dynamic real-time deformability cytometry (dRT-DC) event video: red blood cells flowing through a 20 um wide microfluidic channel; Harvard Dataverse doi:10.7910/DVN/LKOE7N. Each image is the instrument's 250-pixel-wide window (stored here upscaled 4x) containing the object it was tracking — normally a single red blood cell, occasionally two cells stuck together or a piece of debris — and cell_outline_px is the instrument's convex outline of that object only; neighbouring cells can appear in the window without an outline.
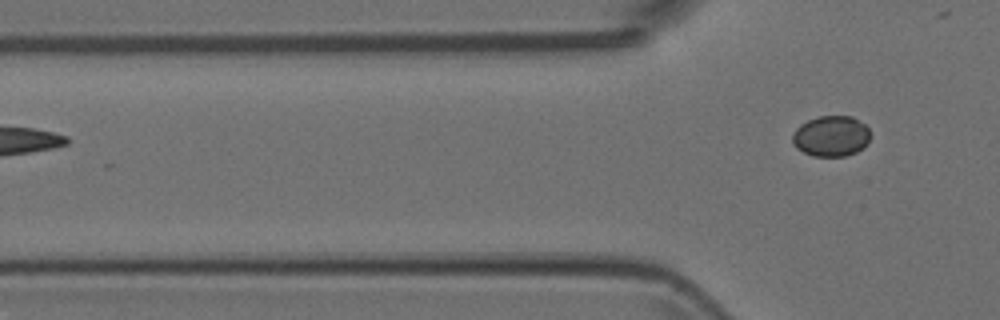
{"species": "Egyptian fruit bat (a non-hibernating species)", "species_latin": "Rousettus aegyptiacus", "temperature_condition": "room temperature", "stored_images_in_passage": 2, "camera_frame_rate_fps": 3000, "um_per_image_px": 0.085, "animal": {"sex": "female"}, "frame": {"image": 1, "passage_image": 2, "time_ms": 0.333, "image_size_px": [1000, 320], "cell_outline_px": [[872, 132], [868, 144], [856, 152], [844, 156], [812, 156], [796, 148], [792, 144], [792, 136], [796, 128], [800, 124], [816, 116], [852, 116], [864, 124]], "centroid_in_image_um": [70.65, 11.57], "position_along_channel_um": 55.1, "area_um2": 18.73}}